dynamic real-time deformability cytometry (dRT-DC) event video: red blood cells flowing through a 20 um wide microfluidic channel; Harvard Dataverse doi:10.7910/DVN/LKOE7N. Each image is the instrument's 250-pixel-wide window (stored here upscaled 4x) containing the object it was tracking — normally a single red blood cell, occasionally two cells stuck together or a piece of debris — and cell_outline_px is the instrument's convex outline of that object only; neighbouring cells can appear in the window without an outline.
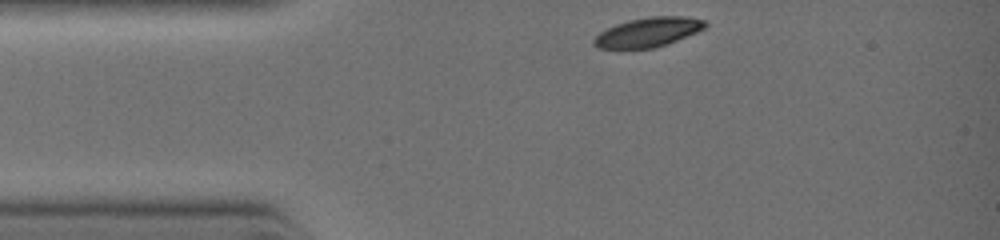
{"species": "common noctule bat (a hibernating species)", "species_latin": "Nyctalus noctula", "temperature_condition": "warm", "stored_images_in_passage": 10, "camera_frame_rate_fps": 3000, "um_per_image_px": 0.085, "animal": {"sex": "female", "body_mass_g": 19.0, "forearm_length_mm": 51.5}, "frame": {"image": 1, "passage_image": 1, "time_ms": 0.0, "image_size_px": [1000, 240], "cell_outline_px": [[708, 24], [704, 28], [696, 32], [668, 44], [652, 48], [596, 48], [592, 44], [592, 40], [600, 32], [616, 24], [628, 20], [652, 16], [680, 16], [704, 20]], "centroid_in_image_um": [55.06, 2.74], "position_along_channel_um": 29.9, "area_um2": 18.9}}
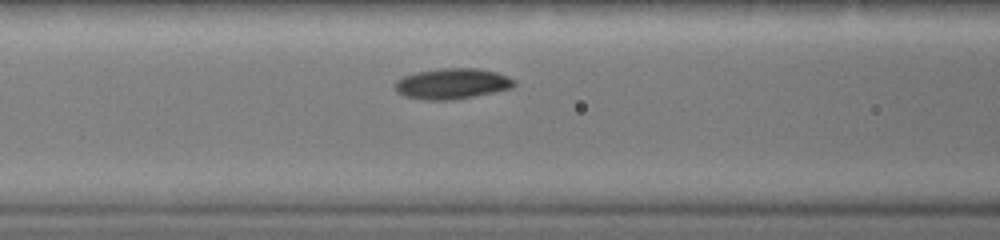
{"frame": {"image": 2, "passage_image": 6, "time_ms": 2.333, "image_size_px": [1000, 240], "cell_outline_px": [[512, 88], [452, 100], [424, 100], [404, 96], [396, 88], [396, 80], [404, 76], [416, 72], [444, 68], [476, 68], [496, 72], [508, 76], [512, 80]], "centroid_in_image_um": [38.4, 7.11], "position_along_channel_um": 128.2, "area_um2": 20.87}}
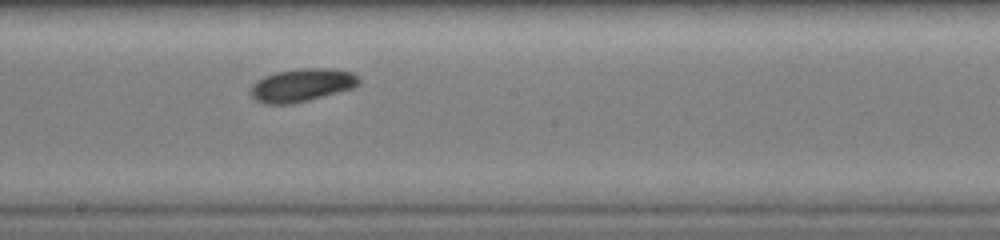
{"frame": {"image": 3, "passage_image": 10, "time_ms": 4.0, "image_size_px": [1000, 240], "cell_outline_px": [[360, 84], [352, 88], [308, 100], [292, 104], [268, 104], [256, 100], [252, 96], [252, 84], [256, 80], [264, 76], [276, 72], [300, 68], [332, 68], [352, 72], [360, 80]], "centroid_in_image_um": [25.66, 7.22], "position_along_channel_um": 222.5, "area_um2": 20.69}}